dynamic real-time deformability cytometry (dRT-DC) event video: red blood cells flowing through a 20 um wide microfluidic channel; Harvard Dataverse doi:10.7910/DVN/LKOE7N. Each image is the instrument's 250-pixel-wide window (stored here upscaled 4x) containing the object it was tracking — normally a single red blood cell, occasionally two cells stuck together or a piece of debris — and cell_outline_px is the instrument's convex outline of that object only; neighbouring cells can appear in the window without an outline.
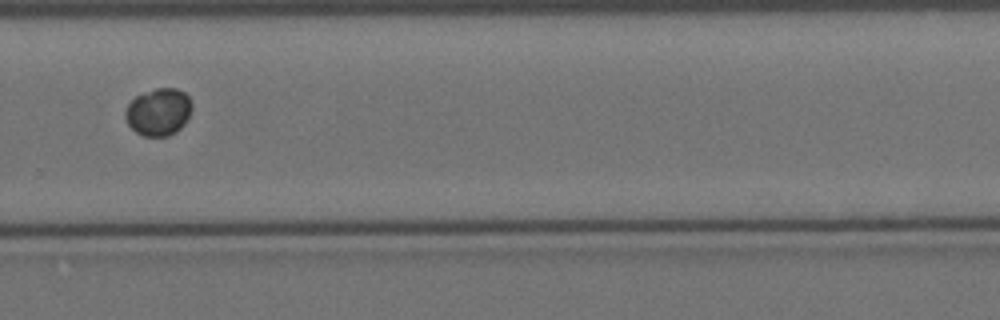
{"species": "Egyptian fruit bat (a non-hibernating species)", "species_latin": "Rousettus aegyptiacus", "temperature_condition": "cold", "stored_images_in_passage": 14, "camera_frame_rate_fps": 3000, "um_per_image_px": 0.085, "animal": {"sex": "female"}, "frame": {"image": 1, "passage_image": 8, "time_ms": 9.0, "image_size_px": [1000, 320], "cell_outline_px": [[192, 108], [184, 124], [176, 132], [168, 136], [144, 136], [136, 132], [128, 124], [124, 116], [124, 112], [128, 104], [136, 96], [144, 92], [156, 88], [176, 88], [184, 92], [192, 100]], "centroid_in_image_um": [13.48, 9.51], "position_along_channel_um": 316.3, "area_um2": 18.44}}
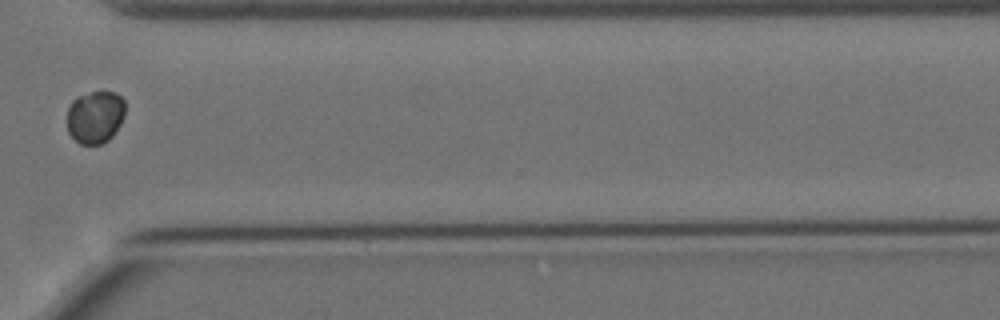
{"frame": {"image": 2, "passage_image": 9, "time_ms": 10.333, "image_size_px": [1000, 320], "cell_outline_px": [[124, 116], [116, 132], [108, 140], [100, 144], [80, 144], [68, 132], [68, 108], [72, 100], [76, 96], [92, 92], [116, 92], [124, 100]], "centroid_in_image_um": [8.09, 9.93], "position_along_channel_um": 362.5, "area_um2": 17.8}}
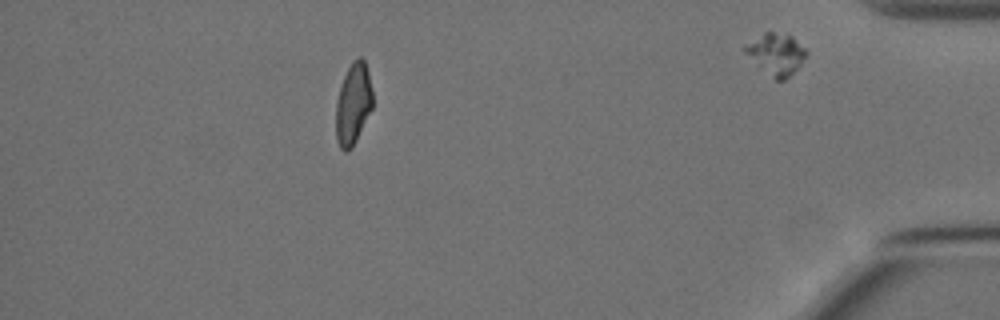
{"frame": {"image": 3, "passage_image": 14, "time_ms": 16.0, "image_size_px": [1000, 320], "cell_outline_px": [[372, 108], [352, 148], [348, 152], [344, 152], [340, 148], [336, 140], [336, 104], [340, 84], [352, 60], [360, 56], [364, 60], [368, 72], [372, 92]], "centroid_in_image_um": [30.0, 8.84], "position_along_channel_um": 405.2, "area_um2": 17.46}}